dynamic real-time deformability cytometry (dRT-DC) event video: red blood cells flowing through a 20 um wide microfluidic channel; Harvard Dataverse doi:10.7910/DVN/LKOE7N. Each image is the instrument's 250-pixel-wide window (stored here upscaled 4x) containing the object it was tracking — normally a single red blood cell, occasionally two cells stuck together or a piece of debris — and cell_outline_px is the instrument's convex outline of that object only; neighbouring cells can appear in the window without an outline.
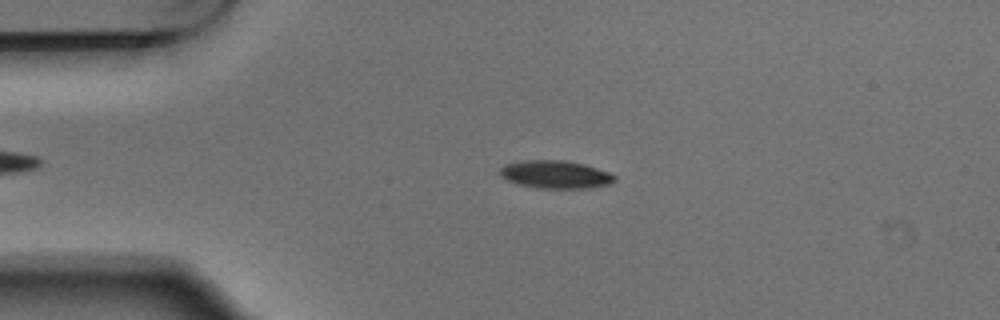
{"species": "Egyptian fruit bat (a non-hibernating species)", "species_latin": "Rousettus aegyptiacus", "temperature_condition": "warm", "stored_images_in_passage": 4, "camera_frame_rate_fps": 3000, "um_per_image_px": 0.085, "animal": {"sex": "male"}, "frame": {"image": 1, "passage_image": 3, "time_ms": 0.667, "image_size_px": [1000, 320], "cell_outline_px": [[616, 180], [612, 184], [588, 188], [536, 188], [520, 184], [508, 180], [500, 176], [500, 168], [504, 164], [524, 160], [564, 160], [584, 164], [608, 172], [616, 176]], "centroid_in_image_um": [47.22, 14.83], "position_along_channel_um": 37.8, "area_um2": 18.67}}